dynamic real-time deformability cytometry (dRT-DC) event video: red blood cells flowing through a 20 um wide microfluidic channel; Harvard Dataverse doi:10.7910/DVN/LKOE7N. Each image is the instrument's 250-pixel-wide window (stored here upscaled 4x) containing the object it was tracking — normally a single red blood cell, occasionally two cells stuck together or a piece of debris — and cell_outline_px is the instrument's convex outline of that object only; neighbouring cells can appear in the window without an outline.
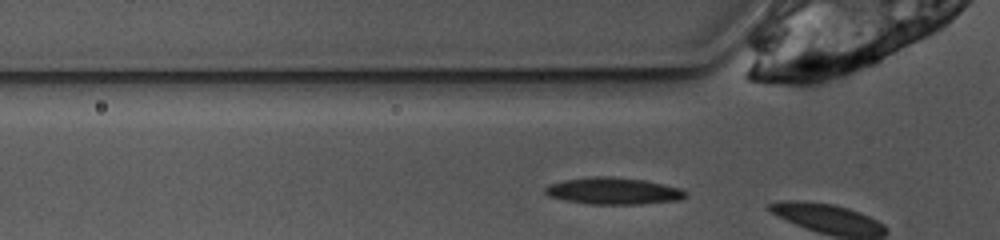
{"species": "common noctule bat (a hibernating species)", "species_latin": "Nyctalus noctula", "temperature_condition": "warm", "stored_images_in_passage": 3, "camera_frame_rate_fps": 3000, "um_per_image_px": 0.085, "animal": {"sex": "female", "body_mass_g": 10.0, "forearm_length_mm": 53.1}, "frame": {"image": 1, "passage_image": 2, "time_ms": 0.333, "image_size_px": [1000, 240], "cell_outline_px": [[688, 196], [680, 200], [644, 204], [588, 204], [564, 200], [548, 196], [544, 192], [544, 188], [548, 184], [564, 180], [592, 176], [608, 176], [644, 180], [680, 188], [688, 192]], "centroid_in_image_um": [52.13, 16.24], "position_along_channel_um": 73.7, "area_um2": 22.14}}